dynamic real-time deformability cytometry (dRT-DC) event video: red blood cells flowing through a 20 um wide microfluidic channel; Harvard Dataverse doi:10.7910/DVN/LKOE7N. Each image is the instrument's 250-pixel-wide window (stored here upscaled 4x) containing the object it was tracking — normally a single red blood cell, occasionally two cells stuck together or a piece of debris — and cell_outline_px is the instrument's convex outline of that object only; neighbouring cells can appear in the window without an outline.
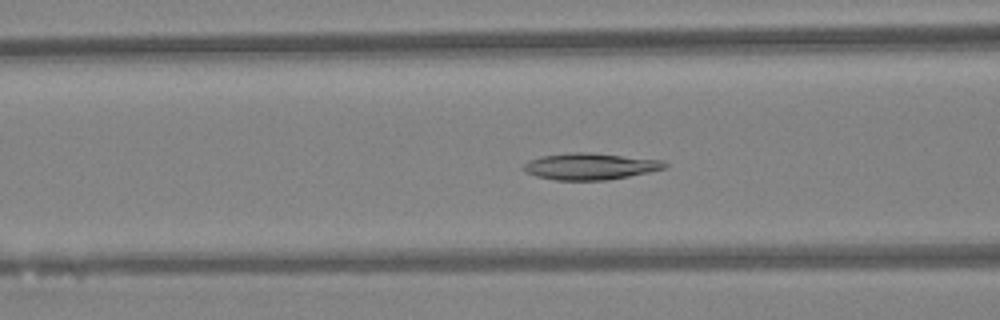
{"species": "Egyptian fruit bat (a non-hibernating species)", "species_latin": "Rousettus aegyptiacus", "temperature_condition": "warm", "stored_images_in_passage": 46, "camera_frame_rate_fps": 3000, "um_per_image_px": 0.085, "animal": {"sex": "female"}, "frame": {"image": 1, "passage_image": 18, "time_ms": 5.667, "image_size_px": [1000, 320], "cell_outline_px": [[668, 168], [608, 180], [556, 180], [536, 176], [524, 172], [520, 168], [528, 160], [540, 156], [576, 152], [588, 152], [664, 160], [668, 164]], "centroid_in_image_um": [50.15, 14.14], "position_along_channel_um": 116.4, "area_um2": 22.02}}
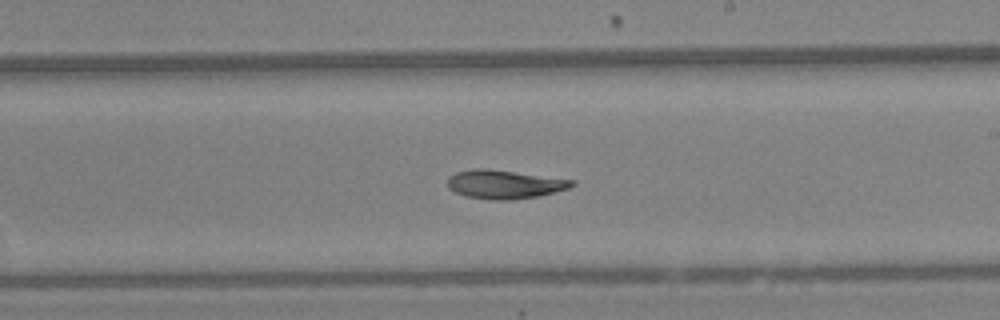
{"frame": {"image": 2, "passage_image": 27, "time_ms": 8.667, "image_size_px": [1000, 320], "cell_outline_px": [[576, 184], [568, 188], [540, 196], [512, 200], [488, 200], [464, 196], [448, 188], [448, 176], [456, 172], [480, 168], [576, 180]], "centroid_in_image_um": [42.87, 15.69], "position_along_channel_um": 246.1, "area_um2": 20.63}}
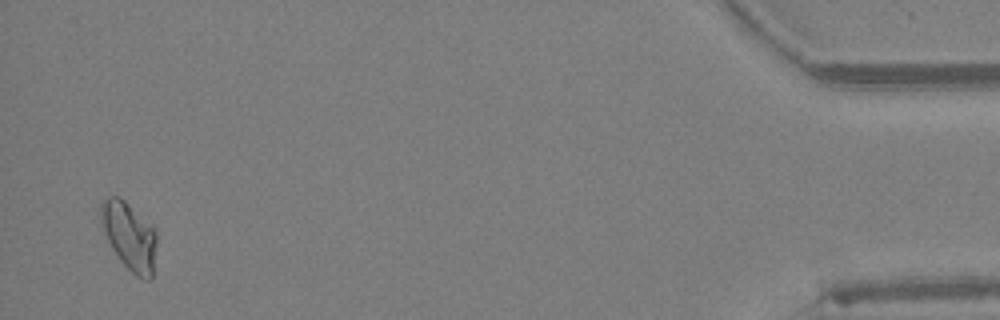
{"frame": {"image": 3, "passage_image": 45, "time_ms": 14.667, "image_size_px": [1000, 320], "cell_outline_px": [[156, 244], [152, 280], [148, 280], [136, 276], [120, 260], [112, 248], [108, 240], [100, 220], [100, 204], [108, 196], [120, 196], [152, 224], [156, 228]], "centroid_in_image_um": [11.01, 20.04], "position_along_channel_um": 424.2, "area_um2": 22.14}}